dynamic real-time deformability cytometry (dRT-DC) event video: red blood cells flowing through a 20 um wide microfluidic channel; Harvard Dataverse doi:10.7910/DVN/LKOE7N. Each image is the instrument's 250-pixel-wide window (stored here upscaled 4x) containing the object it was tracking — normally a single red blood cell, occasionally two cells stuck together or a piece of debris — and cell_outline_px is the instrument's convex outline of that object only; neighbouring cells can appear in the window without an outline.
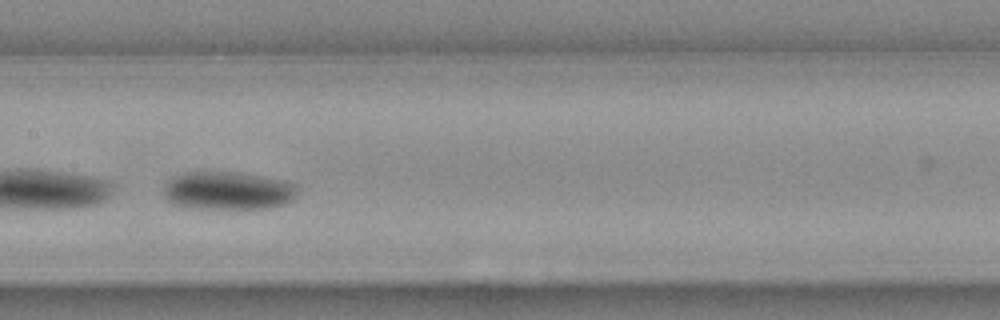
{"species": "Egyptian fruit bat (a non-hibernating species)", "species_latin": "Rousettus aegyptiacus", "temperature_condition": "warm", "stored_images_in_passage": 52, "camera_frame_rate_fps": 3000, "um_per_image_px": 0.085, "animal": {"sex": "female"}, "frame": {"image": 1, "passage_image": 24, "time_ms": 7.667, "image_size_px": [1000, 320], "cell_outline_px": [[296, 192], [292, 200], [284, 204], [268, 208], [184, 208], [168, 200], [164, 196], [164, 184], [176, 176], [184, 172], [228, 172], [256, 176], [296, 184]], "centroid_in_image_um": [19.31, 16.23], "position_along_channel_um": 188.1, "area_um2": 29.13}}
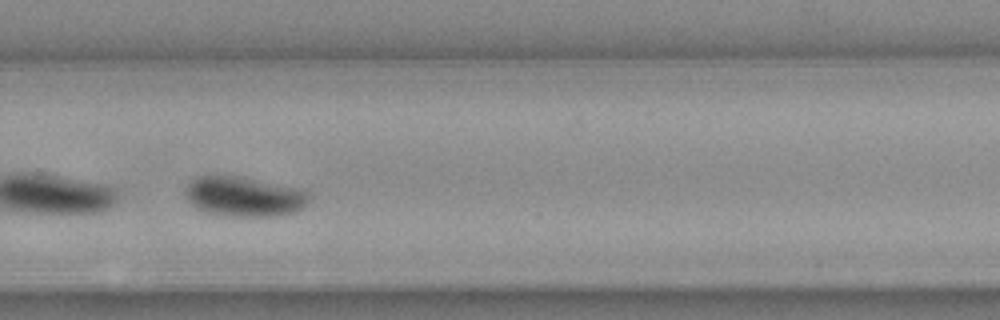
{"frame": {"image": 2, "passage_image": 34, "time_ms": 11.0, "image_size_px": [1000, 320], "cell_outline_px": [[308, 204], [304, 208], [296, 212], [284, 216], [228, 216], [204, 212], [196, 208], [188, 200], [184, 192], [188, 184], [192, 180], [200, 176], [232, 176], [288, 188], [304, 192], [308, 200]], "centroid_in_image_um": [20.66, 16.77], "position_along_channel_um": 309.1, "area_um2": 27.8}}
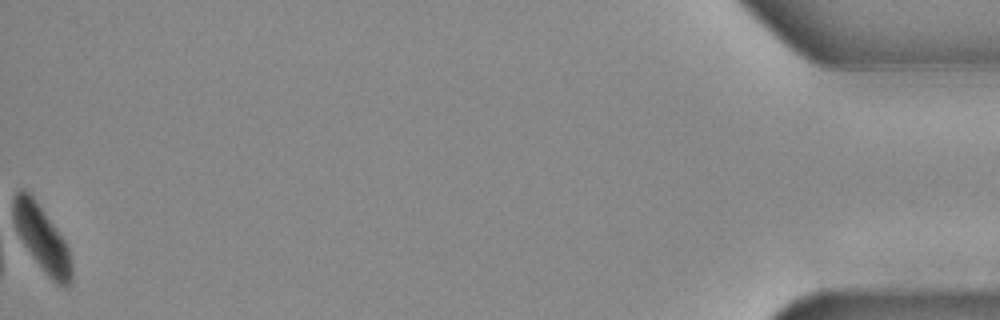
{"frame": {"image": 3, "passage_image": 52, "time_ms": 17.0, "image_size_px": [1000, 320], "cell_outline_px": [[72, 280], [68, 284], [56, 284], [44, 272], [32, 256], [16, 232], [12, 220], [12, 196], [20, 188], [24, 188], [32, 196], [68, 244], [72, 264]], "centroid_in_image_um": [3.53, 20.22], "position_along_channel_um": 431.7, "area_um2": 22.31}, "authors_computed_cell_mechanics": {"area_um2": 29.3335, "velocity_mm_per_s": 3.6425, "shape_relaxation_time_tau1_ms": 3.1132, "shape_relaxation_time_tau2_ms": null, "deformation_change_tau1": 0.1534, "deformation_change_tau2": null}}